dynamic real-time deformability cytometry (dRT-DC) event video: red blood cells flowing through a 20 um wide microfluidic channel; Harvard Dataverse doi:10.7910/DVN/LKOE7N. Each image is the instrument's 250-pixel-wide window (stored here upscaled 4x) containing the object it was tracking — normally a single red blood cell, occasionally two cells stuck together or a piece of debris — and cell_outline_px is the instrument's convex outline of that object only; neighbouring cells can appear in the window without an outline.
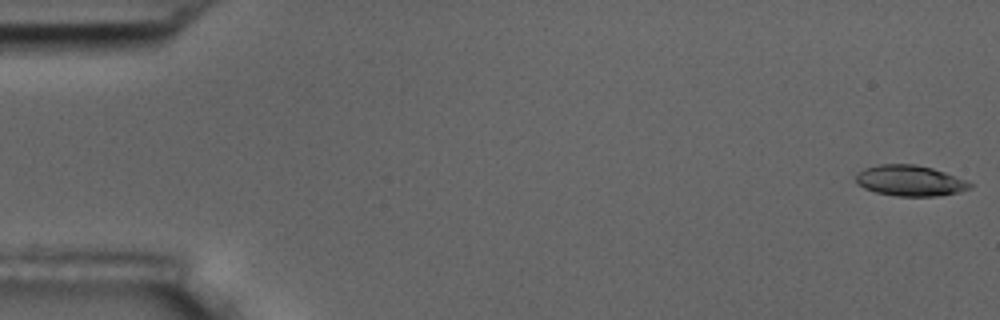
{"species": "common noctule bat (a hibernating species)", "species_latin": "Nyctalus noctula", "temperature_condition": "room temperature", "stored_images_in_passage": 6, "camera_frame_rate_fps": 3000, "um_per_image_px": 0.085, "animal": {"sex": "male", "body_mass_g": 17.5, "forearm_length_mm": 52.3}, "frame": {"image": 1, "passage_image": 1, "time_ms": 0.0, "image_size_px": [1000, 320], "cell_outline_px": [[972, 188], [960, 192], [936, 196], [896, 196], [876, 192], [864, 188], [856, 180], [856, 172], [864, 168], [880, 164], [916, 164], [932, 168], [944, 172], [964, 180], [972, 184]], "centroid_in_image_um": [77.34, 15.35], "position_along_channel_um": 7.7, "area_um2": 20.35}}
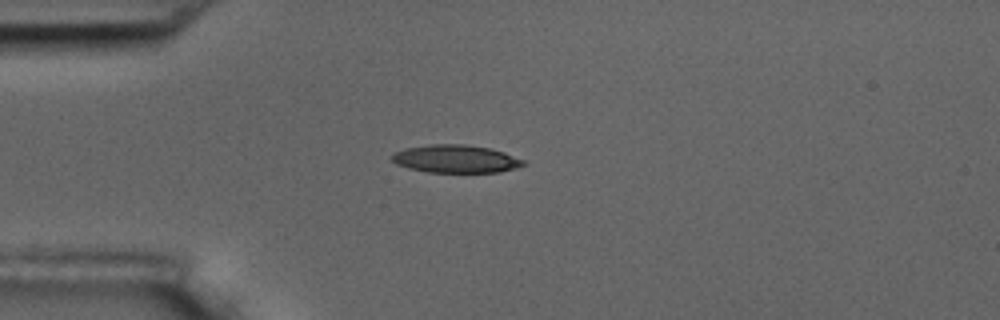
{"frame": {"image": 2, "passage_image": 5, "time_ms": 4.667, "image_size_px": [1000, 320], "cell_outline_px": [[528, 164], [516, 168], [500, 172], [428, 172], [408, 168], [396, 164], [392, 160], [392, 156], [396, 152], [404, 148], [432, 144], [464, 144], [488, 148], [504, 152], [524, 160]], "centroid_in_image_um": [38.76, 13.51], "position_along_channel_um": 46.2, "area_um2": 21.33}}
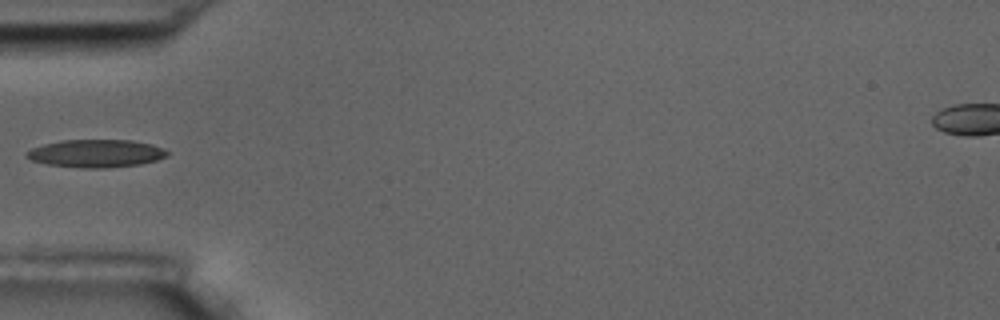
{"frame": {"image": 3, "passage_image": 6, "time_ms": 6.0, "image_size_px": [1000, 320], "cell_outline_px": [[168, 156], [156, 160], [140, 164], [108, 168], [80, 168], [48, 164], [32, 160], [24, 156], [24, 152], [32, 148], [44, 144], [60, 140], [132, 140], [152, 144], [164, 148], [168, 152]], "centroid_in_image_um": [8.16, 13.04], "position_along_channel_um": 76.8, "area_um2": 22.95}}